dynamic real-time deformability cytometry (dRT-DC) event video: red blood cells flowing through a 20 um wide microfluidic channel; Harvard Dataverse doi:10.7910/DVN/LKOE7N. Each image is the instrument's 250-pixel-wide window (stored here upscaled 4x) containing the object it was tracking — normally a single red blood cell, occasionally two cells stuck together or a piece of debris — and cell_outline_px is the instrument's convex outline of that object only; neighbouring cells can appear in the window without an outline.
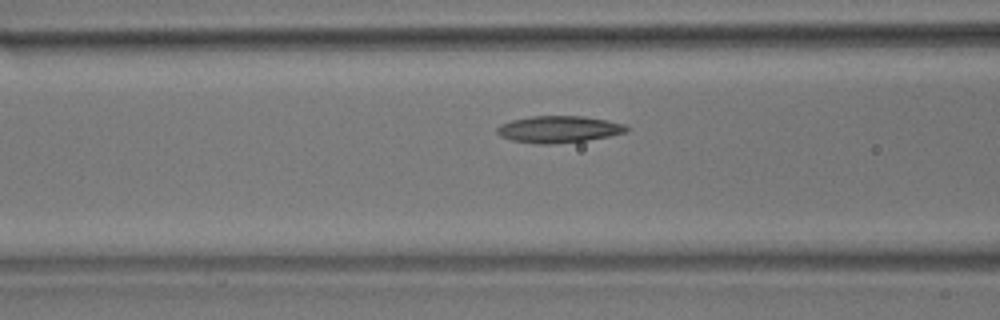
{"species": "common noctule bat (a hibernating species)", "species_latin": "Nyctalus noctula", "temperature_condition": "room temperature", "stored_images_in_passage": 12, "camera_frame_rate_fps": 3000, "um_per_image_px": 0.085, "animal": {"sex": "male", "body_mass_g": 17.9}, "frame": {"image": 1, "passage_image": 10, "time_ms": 3.0, "image_size_px": [1000, 320], "cell_outline_px": [[628, 132], [588, 140], [552, 144], [536, 144], [512, 140], [500, 136], [496, 132], [496, 128], [500, 124], [512, 120], [532, 116], [584, 116], [608, 120], [624, 124], [628, 128]], "centroid_in_image_um": [47.49, 10.99], "position_along_channel_um": 119.1, "area_um2": 20.29}}